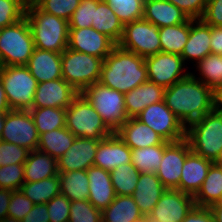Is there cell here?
Returning a JSON list of instances; mask_svg holds the SVG:
<instances>
[{
	"mask_svg": "<svg viewBox=\"0 0 222 222\" xmlns=\"http://www.w3.org/2000/svg\"><path fill=\"white\" fill-rule=\"evenodd\" d=\"M190 73L165 88L164 102L185 127L218 106L219 94Z\"/></svg>",
	"mask_w": 222,
	"mask_h": 222,
	"instance_id": "6da1fadb",
	"label": "cell"
},
{
	"mask_svg": "<svg viewBox=\"0 0 222 222\" xmlns=\"http://www.w3.org/2000/svg\"><path fill=\"white\" fill-rule=\"evenodd\" d=\"M148 81L145 58L116 45L104 59L99 83L128 93Z\"/></svg>",
	"mask_w": 222,
	"mask_h": 222,
	"instance_id": "7a4b0ae2",
	"label": "cell"
},
{
	"mask_svg": "<svg viewBox=\"0 0 222 222\" xmlns=\"http://www.w3.org/2000/svg\"><path fill=\"white\" fill-rule=\"evenodd\" d=\"M33 36L35 48L62 53L68 46L67 20L40 10L28 0L25 14Z\"/></svg>",
	"mask_w": 222,
	"mask_h": 222,
	"instance_id": "3957f363",
	"label": "cell"
},
{
	"mask_svg": "<svg viewBox=\"0 0 222 222\" xmlns=\"http://www.w3.org/2000/svg\"><path fill=\"white\" fill-rule=\"evenodd\" d=\"M186 139L191 151L205 159L215 161L222 148V109L217 106L186 127Z\"/></svg>",
	"mask_w": 222,
	"mask_h": 222,
	"instance_id": "277c9868",
	"label": "cell"
},
{
	"mask_svg": "<svg viewBox=\"0 0 222 222\" xmlns=\"http://www.w3.org/2000/svg\"><path fill=\"white\" fill-rule=\"evenodd\" d=\"M104 59L66 48L61 53L62 78L79 94L99 82Z\"/></svg>",
	"mask_w": 222,
	"mask_h": 222,
	"instance_id": "5b68a950",
	"label": "cell"
},
{
	"mask_svg": "<svg viewBox=\"0 0 222 222\" xmlns=\"http://www.w3.org/2000/svg\"><path fill=\"white\" fill-rule=\"evenodd\" d=\"M75 137L103 140L113 132L80 93L66 108V126Z\"/></svg>",
	"mask_w": 222,
	"mask_h": 222,
	"instance_id": "8992f818",
	"label": "cell"
},
{
	"mask_svg": "<svg viewBox=\"0 0 222 222\" xmlns=\"http://www.w3.org/2000/svg\"><path fill=\"white\" fill-rule=\"evenodd\" d=\"M35 49L26 16L0 28V56L4 66L26 65Z\"/></svg>",
	"mask_w": 222,
	"mask_h": 222,
	"instance_id": "52a82bcc",
	"label": "cell"
},
{
	"mask_svg": "<svg viewBox=\"0 0 222 222\" xmlns=\"http://www.w3.org/2000/svg\"><path fill=\"white\" fill-rule=\"evenodd\" d=\"M101 116L103 122L116 132L129 118L126 113L125 96L97 82L81 93Z\"/></svg>",
	"mask_w": 222,
	"mask_h": 222,
	"instance_id": "ba28073f",
	"label": "cell"
},
{
	"mask_svg": "<svg viewBox=\"0 0 222 222\" xmlns=\"http://www.w3.org/2000/svg\"><path fill=\"white\" fill-rule=\"evenodd\" d=\"M0 78L12 110L32 108L38 81L25 65L4 66Z\"/></svg>",
	"mask_w": 222,
	"mask_h": 222,
	"instance_id": "9c48e42d",
	"label": "cell"
},
{
	"mask_svg": "<svg viewBox=\"0 0 222 222\" xmlns=\"http://www.w3.org/2000/svg\"><path fill=\"white\" fill-rule=\"evenodd\" d=\"M141 57H148L161 52L159 28L144 19L125 24L123 35L117 44Z\"/></svg>",
	"mask_w": 222,
	"mask_h": 222,
	"instance_id": "30bf717a",
	"label": "cell"
},
{
	"mask_svg": "<svg viewBox=\"0 0 222 222\" xmlns=\"http://www.w3.org/2000/svg\"><path fill=\"white\" fill-rule=\"evenodd\" d=\"M136 118L152 128L167 142L186 138V127L166 106L164 100L147 106Z\"/></svg>",
	"mask_w": 222,
	"mask_h": 222,
	"instance_id": "8fae6325",
	"label": "cell"
},
{
	"mask_svg": "<svg viewBox=\"0 0 222 222\" xmlns=\"http://www.w3.org/2000/svg\"><path fill=\"white\" fill-rule=\"evenodd\" d=\"M1 140L37 150L39 134L29 110H11L6 113Z\"/></svg>",
	"mask_w": 222,
	"mask_h": 222,
	"instance_id": "7c38bea8",
	"label": "cell"
},
{
	"mask_svg": "<svg viewBox=\"0 0 222 222\" xmlns=\"http://www.w3.org/2000/svg\"><path fill=\"white\" fill-rule=\"evenodd\" d=\"M185 63L181 55L159 52L145 57L148 81L168 88L175 82L186 78L191 72L185 73ZM184 72V74H183Z\"/></svg>",
	"mask_w": 222,
	"mask_h": 222,
	"instance_id": "4fadbf2b",
	"label": "cell"
},
{
	"mask_svg": "<svg viewBox=\"0 0 222 222\" xmlns=\"http://www.w3.org/2000/svg\"><path fill=\"white\" fill-rule=\"evenodd\" d=\"M195 206L194 196L166 189L147 218L150 222H183Z\"/></svg>",
	"mask_w": 222,
	"mask_h": 222,
	"instance_id": "5bb4252c",
	"label": "cell"
},
{
	"mask_svg": "<svg viewBox=\"0 0 222 222\" xmlns=\"http://www.w3.org/2000/svg\"><path fill=\"white\" fill-rule=\"evenodd\" d=\"M191 147L186 138L170 142L164 149V154L156 175L166 189H178L181 170Z\"/></svg>",
	"mask_w": 222,
	"mask_h": 222,
	"instance_id": "9a60e30c",
	"label": "cell"
},
{
	"mask_svg": "<svg viewBox=\"0 0 222 222\" xmlns=\"http://www.w3.org/2000/svg\"><path fill=\"white\" fill-rule=\"evenodd\" d=\"M117 44L93 27L69 28L67 48L105 59Z\"/></svg>",
	"mask_w": 222,
	"mask_h": 222,
	"instance_id": "2e32d148",
	"label": "cell"
},
{
	"mask_svg": "<svg viewBox=\"0 0 222 222\" xmlns=\"http://www.w3.org/2000/svg\"><path fill=\"white\" fill-rule=\"evenodd\" d=\"M79 93L63 78L38 83L34 94L32 108L66 109Z\"/></svg>",
	"mask_w": 222,
	"mask_h": 222,
	"instance_id": "e0dca14e",
	"label": "cell"
},
{
	"mask_svg": "<svg viewBox=\"0 0 222 222\" xmlns=\"http://www.w3.org/2000/svg\"><path fill=\"white\" fill-rule=\"evenodd\" d=\"M100 141L101 140L76 137L72 146L57 160L58 172L87 170L93 166Z\"/></svg>",
	"mask_w": 222,
	"mask_h": 222,
	"instance_id": "ac0fdd59",
	"label": "cell"
},
{
	"mask_svg": "<svg viewBox=\"0 0 222 222\" xmlns=\"http://www.w3.org/2000/svg\"><path fill=\"white\" fill-rule=\"evenodd\" d=\"M131 149L113 132L98 144L93 165L108 172L121 164L132 163Z\"/></svg>",
	"mask_w": 222,
	"mask_h": 222,
	"instance_id": "d6986e66",
	"label": "cell"
},
{
	"mask_svg": "<svg viewBox=\"0 0 222 222\" xmlns=\"http://www.w3.org/2000/svg\"><path fill=\"white\" fill-rule=\"evenodd\" d=\"M115 133L130 149L155 146L165 142L159 134L136 117L128 118Z\"/></svg>",
	"mask_w": 222,
	"mask_h": 222,
	"instance_id": "ffe728a7",
	"label": "cell"
},
{
	"mask_svg": "<svg viewBox=\"0 0 222 222\" xmlns=\"http://www.w3.org/2000/svg\"><path fill=\"white\" fill-rule=\"evenodd\" d=\"M86 171L89 181L88 200L96 209L102 212L116 197L110 172L94 165Z\"/></svg>",
	"mask_w": 222,
	"mask_h": 222,
	"instance_id": "44dd1931",
	"label": "cell"
},
{
	"mask_svg": "<svg viewBox=\"0 0 222 222\" xmlns=\"http://www.w3.org/2000/svg\"><path fill=\"white\" fill-rule=\"evenodd\" d=\"M212 161L190 152L181 170L179 191L195 196L201 189Z\"/></svg>",
	"mask_w": 222,
	"mask_h": 222,
	"instance_id": "7402d4cb",
	"label": "cell"
},
{
	"mask_svg": "<svg viewBox=\"0 0 222 222\" xmlns=\"http://www.w3.org/2000/svg\"><path fill=\"white\" fill-rule=\"evenodd\" d=\"M25 66L38 83L62 78L61 53L35 48Z\"/></svg>",
	"mask_w": 222,
	"mask_h": 222,
	"instance_id": "603a6c76",
	"label": "cell"
},
{
	"mask_svg": "<svg viewBox=\"0 0 222 222\" xmlns=\"http://www.w3.org/2000/svg\"><path fill=\"white\" fill-rule=\"evenodd\" d=\"M211 26L205 24L201 19H190V33L184 46L181 57L187 60L201 61L205 56L211 54Z\"/></svg>",
	"mask_w": 222,
	"mask_h": 222,
	"instance_id": "cb8c5ba5",
	"label": "cell"
},
{
	"mask_svg": "<svg viewBox=\"0 0 222 222\" xmlns=\"http://www.w3.org/2000/svg\"><path fill=\"white\" fill-rule=\"evenodd\" d=\"M166 188L161 183L156 173H140L136 188L132 193L134 201L144 217H147Z\"/></svg>",
	"mask_w": 222,
	"mask_h": 222,
	"instance_id": "d4e9b609",
	"label": "cell"
},
{
	"mask_svg": "<svg viewBox=\"0 0 222 222\" xmlns=\"http://www.w3.org/2000/svg\"><path fill=\"white\" fill-rule=\"evenodd\" d=\"M143 19L161 28L185 23L189 18L168 0H144Z\"/></svg>",
	"mask_w": 222,
	"mask_h": 222,
	"instance_id": "484cf974",
	"label": "cell"
},
{
	"mask_svg": "<svg viewBox=\"0 0 222 222\" xmlns=\"http://www.w3.org/2000/svg\"><path fill=\"white\" fill-rule=\"evenodd\" d=\"M164 92V87L147 81L125 93V107L128 117H136L147 106L163 101Z\"/></svg>",
	"mask_w": 222,
	"mask_h": 222,
	"instance_id": "4316f807",
	"label": "cell"
},
{
	"mask_svg": "<svg viewBox=\"0 0 222 222\" xmlns=\"http://www.w3.org/2000/svg\"><path fill=\"white\" fill-rule=\"evenodd\" d=\"M92 27L118 44L123 35V24L114 10L104 0H94V20Z\"/></svg>",
	"mask_w": 222,
	"mask_h": 222,
	"instance_id": "83f0119b",
	"label": "cell"
},
{
	"mask_svg": "<svg viewBox=\"0 0 222 222\" xmlns=\"http://www.w3.org/2000/svg\"><path fill=\"white\" fill-rule=\"evenodd\" d=\"M57 160L39 150L30 151L24 163V181L34 182L58 175Z\"/></svg>",
	"mask_w": 222,
	"mask_h": 222,
	"instance_id": "f1b7e54d",
	"label": "cell"
},
{
	"mask_svg": "<svg viewBox=\"0 0 222 222\" xmlns=\"http://www.w3.org/2000/svg\"><path fill=\"white\" fill-rule=\"evenodd\" d=\"M102 222H136L144 216L132 196L116 195L102 212Z\"/></svg>",
	"mask_w": 222,
	"mask_h": 222,
	"instance_id": "f546056e",
	"label": "cell"
},
{
	"mask_svg": "<svg viewBox=\"0 0 222 222\" xmlns=\"http://www.w3.org/2000/svg\"><path fill=\"white\" fill-rule=\"evenodd\" d=\"M198 207H210L222 201V168L212 163L201 189L194 196Z\"/></svg>",
	"mask_w": 222,
	"mask_h": 222,
	"instance_id": "4dcf8cb0",
	"label": "cell"
},
{
	"mask_svg": "<svg viewBox=\"0 0 222 222\" xmlns=\"http://www.w3.org/2000/svg\"><path fill=\"white\" fill-rule=\"evenodd\" d=\"M59 173L60 193L70 201L87 200L89 181L86 170H75Z\"/></svg>",
	"mask_w": 222,
	"mask_h": 222,
	"instance_id": "1f68e13d",
	"label": "cell"
},
{
	"mask_svg": "<svg viewBox=\"0 0 222 222\" xmlns=\"http://www.w3.org/2000/svg\"><path fill=\"white\" fill-rule=\"evenodd\" d=\"M75 138L66 127L44 132L39 135L37 150L58 160L72 146Z\"/></svg>",
	"mask_w": 222,
	"mask_h": 222,
	"instance_id": "d6a6232c",
	"label": "cell"
},
{
	"mask_svg": "<svg viewBox=\"0 0 222 222\" xmlns=\"http://www.w3.org/2000/svg\"><path fill=\"white\" fill-rule=\"evenodd\" d=\"M190 33V18L182 24L159 28L161 51L182 55Z\"/></svg>",
	"mask_w": 222,
	"mask_h": 222,
	"instance_id": "836d02e7",
	"label": "cell"
},
{
	"mask_svg": "<svg viewBox=\"0 0 222 222\" xmlns=\"http://www.w3.org/2000/svg\"><path fill=\"white\" fill-rule=\"evenodd\" d=\"M20 190L34 204L48 203L60 194L59 174L40 181L24 182Z\"/></svg>",
	"mask_w": 222,
	"mask_h": 222,
	"instance_id": "e575fe53",
	"label": "cell"
},
{
	"mask_svg": "<svg viewBox=\"0 0 222 222\" xmlns=\"http://www.w3.org/2000/svg\"><path fill=\"white\" fill-rule=\"evenodd\" d=\"M169 143L165 141L160 145L131 149L132 164L140 173H156L160 166L164 149Z\"/></svg>",
	"mask_w": 222,
	"mask_h": 222,
	"instance_id": "d590c367",
	"label": "cell"
},
{
	"mask_svg": "<svg viewBox=\"0 0 222 222\" xmlns=\"http://www.w3.org/2000/svg\"><path fill=\"white\" fill-rule=\"evenodd\" d=\"M29 112L39 135L66 126V109L43 107L31 108Z\"/></svg>",
	"mask_w": 222,
	"mask_h": 222,
	"instance_id": "8d00e7d4",
	"label": "cell"
},
{
	"mask_svg": "<svg viewBox=\"0 0 222 222\" xmlns=\"http://www.w3.org/2000/svg\"><path fill=\"white\" fill-rule=\"evenodd\" d=\"M196 65L201 75L197 79L219 94L222 91V60L220 55L209 54L197 62Z\"/></svg>",
	"mask_w": 222,
	"mask_h": 222,
	"instance_id": "74e56055",
	"label": "cell"
},
{
	"mask_svg": "<svg viewBox=\"0 0 222 222\" xmlns=\"http://www.w3.org/2000/svg\"><path fill=\"white\" fill-rule=\"evenodd\" d=\"M116 195L131 196L136 188L140 172L132 163L121 164L110 172Z\"/></svg>",
	"mask_w": 222,
	"mask_h": 222,
	"instance_id": "f35d334b",
	"label": "cell"
},
{
	"mask_svg": "<svg viewBox=\"0 0 222 222\" xmlns=\"http://www.w3.org/2000/svg\"><path fill=\"white\" fill-rule=\"evenodd\" d=\"M123 24L143 19L144 0H104Z\"/></svg>",
	"mask_w": 222,
	"mask_h": 222,
	"instance_id": "ab89813d",
	"label": "cell"
},
{
	"mask_svg": "<svg viewBox=\"0 0 222 222\" xmlns=\"http://www.w3.org/2000/svg\"><path fill=\"white\" fill-rule=\"evenodd\" d=\"M40 10L67 21L79 6L81 0H31Z\"/></svg>",
	"mask_w": 222,
	"mask_h": 222,
	"instance_id": "60d3db41",
	"label": "cell"
},
{
	"mask_svg": "<svg viewBox=\"0 0 222 222\" xmlns=\"http://www.w3.org/2000/svg\"><path fill=\"white\" fill-rule=\"evenodd\" d=\"M27 2L28 0H0V28L24 18Z\"/></svg>",
	"mask_w": 222,
	"mask_h": 222,
	"instance_id": "b9f144b4",
	"label": "cell"
},
{
	"mask_svg": "<svg viewBox=\"0 0 222 222\" xmlns=\"http://www.w3.org/2000/svg\"><path fill=\"white\" fill-rule=\"evenodd\" d=\"M69 222H102V214L88 199L74 200L70 204Z\"/></svg>",
	"mask_w": 222,
	"mask_h": 222,
	"instance_id": "7bdbcfd3",
	"label": "cell"
},
{
	"mask_svg": "<svg viewBox=\"0 0 222 222\" xmlns=\"http://www.w3.org/2000/svg\"><path fill=\"white\" fill-rule=\"evenodd\" d=\"M24 182V164L0 166V188L20 190Z\"/></svg>",
	"mask_w": 222,
	"mask_h": 222,
	"instance_id": "ee69618b",
	"label": "cell"
},
{
	"mask_svg": "<svg viewBox=\"0 0 222 222\" xmlns=\"http://www.w3.org/2000/svg\"><path fill=\"white\" fill-rule=\"evenodd\" d=\"M30 150L17 144L0 142V166L10 164H24L28 158Z\"/></svg>",
	"mask_w": 222,
	"mask_h": 222,
	"instance_id": "f6af8a7d",
	"label": "cell"
},
{
	"mask_svg": "<svg viewBox=\"0 0 222 222\" xmlns=\"http://www.w3.org/2000/svg\"><path fill=\"white\" fill-rule=\"evenodd\" d=\"M94 20V0H81L79 6L72 14L69 28H90Z\"/></svg>",
	"mask_w": 222,
	"mask_h": 222,
	"instance_id": "bcb514c9",
	"label": "cell"
},
{
	"mask_svg": "<svg viewBox=\"0 0 222 222\" xmlns=\"http://www.w3.org/2000/svg\"><path fill=\"white\" fill-rule=\"evenodd\" d=\"M47 204L50 222H69L71 201L61 193Z\"/></svg>",
	"mask_w": 222,
	"mask_h": 222,
	"instance_id": "7dc6e473",
	"label": "cell"
},
{
	"mask_svg": "<svg viewBox=\"0 0 222 222\" xmlns=\"http://www.w3.org/2000/svg\"><path fill=\"white\" fill-rule=\"evenodd\" d=\"M34 203L21 190L12 191L8 206V217L21 221L32 210Z\"/></svg>",
	"mask_w": 222,
	"mask_h": 222,
	"instance_id": "c3c4849f",
	"label": "cell"
},
{
	"mask_svg": "<svg viewBox=\"0 0 222 222\" xmlns=\"http://www.w3.org/2000/svg\"><path fill=\"white\" fill-rule=\"evenodd\" d=\"M182 10L190 19H201L205 8V0H168Z\"/></svg>",
	"mask_w": 222,
	"mask_h": 222,
	"instance_id": "681fc988",
	"label": "cell"
},
{
	"mask_svg": "<svg viewBox=\"0 0 222 222\" xmlns=\"http://www.w3.org/2000/svg\"><path fill=\"white\" fill-rule=\"evenodd\" d=\"M201 20L209 26H222V0L209 1Z\"/></svg>",
	"mask_w": 222,
	"mask_h": 222,
	"instance_id": "f907efd6",
	"label": "cell"
},
{
	"mask_svg": "<svg viewBox=\"0 0 222 222\" xmlns=\"http://www.w3.org/2000/svg\"><path fill=\"white\" fill-rule=\"evenodd\" d=\"M183 222H215L209 207L195 206L185 217Z\"/></svg>",
	"mask_w": 222,
	"mask_h": 222,
	"instance_id": "816d5d0a",
	"label": "cell"
},
{
	"mask_svg": "<svg viewBox=\"0 0 222 222\" xmlns=\"http://www.w3.org/2000/svg\"><path fill=\"white\" fill-rule=\"evenodd\" d=\"M21 222H50L47 204H34Z\"/></svg>",
	"mask_w": 222,
	"mask_h": 222,
	"instance_id": "f5cc1de1",
	"label": "cell"
},
{
	"mask_svg": "<svg viewBox=\"0 0 222 222\" xmlns=\"http://www.w3.org/2000/svg\"><path fill=\"white\" fill-rule=\"evenodd\" d=\"M211 54H222V26H211Z\"/></svg>",
	"mask_w": 222,
	"mask_h": 222,
	"instance_id": "db71d44e",
	"label": "cell"
},
{
	"mask_svg": "<svg viewBox=\"0 0 222 222\" xmlns=\"http://www.w3.org/2000/svg\"><path fill=\"white\" fill-rule=\"evenodd\" d=\"M12 190L0 188V221L7 217Z\"/></svg>",
	"mask_w": 222,
	"mask_h": 222,
	"instance_id": "11a10c76",
	"label": "cell"
},
{
	"mask_svg": "<svg viewBox=\"0 0 222 222\" xmlns=\"http://www.w3.org/2000/svg\"><path fill=\"white\" fill-rule=\"evenodd\" d=\"M11 110L12 109L8 104V99L4 90L3 82L0 78V113H7Z\"/></svg>",
	"mask_w": 222,
	"mask_h": 222,
	"instance_id": "9f6ffc18",
	"label": "cell"
},
{
	"mask_svg": "<svg viewBox=\"0 0 222 222\" xmlns=\"http://www.w3.org/2000/svg\"><path fill=\"white\" fill-rule=\"evenodd\" d=\"M209 208L212 211L215 222H222V202H217Z\"/></svg>",
	"mask_w": 222,
	"mask_h": 222,
	"instance_id": "6f0895ef",
	"label": "cell"
},
{
	"mask_svg": "<svg viewBox=\"0 0 222 222\" xmlns=\"http://www.w3.org/2000/svg\"><path fill=\"white\" fill-rule=\"evenodd\" d=\"M215 165L219 166L222 168V148L217 156V158L215 159V161L213 162Z\"/></svg>",
	"mask_w": 222,
	"mask_h": 222,
	"instance_id": "680465c9",
	"label": "cell"
},
{
	"mask_svg": "<svg viewBox=\"0 0 222 222\" xmlns=\"http://www.w3.org/2000/svg\"><path fill=\"white\" fill-rule=\"evenodd\" d=\"M5 116H6V113H0V137L3 132Z\"/></svg>",
	"mask_w": 222,
	"mask_h": 222,
	"instance_id": "91938a15",
	"label": "cell"
},
{
	"mask_svg": "<svg viewBox=\"0 0 222 222\" xmlns=\"http://www.w3.org/2000/svg\"><path fill=\"white\" fill-rule=\"evenodd\" d=\"M0 222H21V221H19V220H17V219H15V218H12V217H6V218H4L2 221H0Z\"/></svg>",
	"mask_w": 222,
	"mask_h": 222,
	"instance_id": "94428289",
	"label": "cell"
},
{
	"mask_svg": "<svg viewBox=\"0 0 222 222\" xmlns=\"http://www.w3.org/2000/svg\"><path fill=\"white\" fill-rule=\"evenodd\" d=\"M218 106L222 109V91L219 93Z\"/></svg>",
	"mask_w": 222,
	"mask_h": 222,
	"instance_id": "6125c7cd",
	"label": "cell"
},
{
	"mask_svg": "<svg viewBox=\"0 0 222 222\" xmlns=\"http://www.w3.org/2000/svg\"><path fill=\"white\" fill-rule=\"evenodd\" d=\"M3 69H4V64L0 56V73L2 72Z\"/></svg>",
	"mask_w": 222,
	"mask_h": 222,
	"instance_id": "be15d7a7",
	"label": "cell"
},
{
	"mask_svg": "<svg viewBox=\"0 0 222 222\" xmlns=\"http://www.w3.org/2000/svg\"><path fill=\"white\" fill-rule=\"evenodd\" d=\"M136 222H150V221L147 217H143L142 219H140L139 221H136Z\"/></svg>",
	"mask_w": 222,
	"mask_h": 222,
	"instance_id": "e7e4bbea",
	"label": "cell"
}]
</instances>
